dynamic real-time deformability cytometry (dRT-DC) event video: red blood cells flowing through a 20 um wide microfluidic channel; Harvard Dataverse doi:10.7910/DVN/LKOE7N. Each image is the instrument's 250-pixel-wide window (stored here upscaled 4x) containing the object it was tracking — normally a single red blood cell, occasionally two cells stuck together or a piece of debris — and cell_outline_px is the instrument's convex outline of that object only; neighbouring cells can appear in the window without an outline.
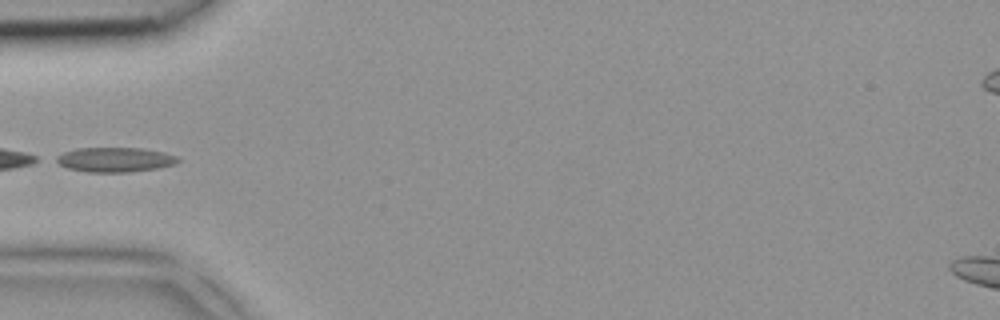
{"species": "common noctule bat (a hibernating species)", "species_latin": "Nyctalus noctula", "temperature_condition": "room temperature", "stored_images_in_passage": 6, "segment_of_instrument_passage": [2, 2], "camera_frame_rate_fps": 3000, "um_per_image_px": 0.085, "animal": {"sex": "female", "body_mass_g": 18.4}, "frame": {"image": 1, "passage_image": 5, "time_ms": 1.333, "image_size_px": [1000, 320], "cell_outline_px": [[180, 160], [176, 164], [156, 168], [128, 172], [88, 172], [68, 168], [52, 160], [56, 156], [64, 152], [76, 148], [144, 148], [164, 152], [176, 156]], "centroid_in_image_um": [9.75, 13.56], "position_along_channel_um": 75.2, "area_um2": 17.51}}